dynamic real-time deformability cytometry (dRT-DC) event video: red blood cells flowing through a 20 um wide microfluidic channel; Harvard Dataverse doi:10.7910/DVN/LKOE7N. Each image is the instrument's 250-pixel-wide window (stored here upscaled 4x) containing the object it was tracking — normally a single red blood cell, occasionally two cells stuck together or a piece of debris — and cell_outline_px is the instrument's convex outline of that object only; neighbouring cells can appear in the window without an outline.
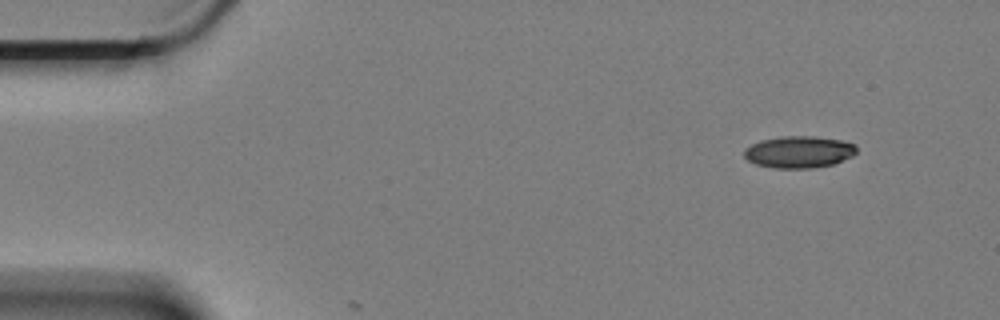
{"species": "Egyptian fruit bat (a non-hibernating species)", "species_latin": "Rousettus aegyptiacus", "temperature_condition": "cold", "stored_images_in_passage": 3, "camera_frame_rate_fps": 3000, "um_per_image_px": 0.085, "animal": {"sex": "female"}, "frame": {"image": 1, "passage_image": 1, "time_ms": 0.0, "image_size_px": [1000, 320], "cell_outline_px": [[856, 152], [852, 156], [832, 164], [808, 168], [776, 168], [756, 164], [748, 160], [744, 156], [744, 152], [752, 144], [760, 140], [784, 136], [816, 136], [840, 140], [856, 144]], "centroid_in_image_um": [67.92, 12.9], "position_along_channel_um": 17.1, "area_um2": 20.63}}